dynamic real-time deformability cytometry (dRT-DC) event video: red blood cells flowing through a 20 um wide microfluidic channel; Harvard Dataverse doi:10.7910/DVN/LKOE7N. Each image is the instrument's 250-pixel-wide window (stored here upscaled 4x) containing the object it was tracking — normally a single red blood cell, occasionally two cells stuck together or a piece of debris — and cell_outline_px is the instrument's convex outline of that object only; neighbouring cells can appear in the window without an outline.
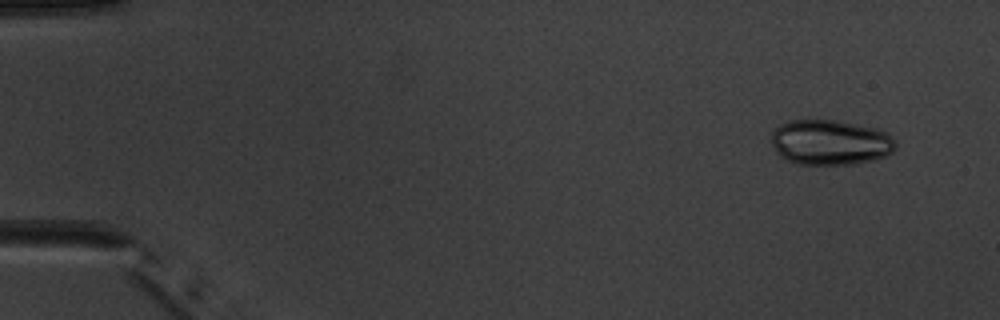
{"species": "common noctule bat (a hibernating species)", "species_latin": "Nyctalus noctula", "temperature_condition": "warm", "stored_images_in_passage": 5, "camera_frame_rate_fps": 3000, "um_per_image_px": 0.085, "animal": {"sex": "male", "body_mass_g": 20.1, "forearm_length_mm": 53.5}, "frame": {"image": 1, "passage_image": 1, "time_ms": 0.0, "image_size_px": [1000, 320], "cell_outline_px": [[896, 148], [888, 156], [856, 164], [796, 164], [780, 156], [772, 144], [772, 132], [780, 124], [788, 120], [836, 120], [876, 128], [888, 132], [896, 140]], "centroid_in_image_um": [70.62, 12.1], "position_along_channel_um": 14.4, "area_um2": 33.0}}